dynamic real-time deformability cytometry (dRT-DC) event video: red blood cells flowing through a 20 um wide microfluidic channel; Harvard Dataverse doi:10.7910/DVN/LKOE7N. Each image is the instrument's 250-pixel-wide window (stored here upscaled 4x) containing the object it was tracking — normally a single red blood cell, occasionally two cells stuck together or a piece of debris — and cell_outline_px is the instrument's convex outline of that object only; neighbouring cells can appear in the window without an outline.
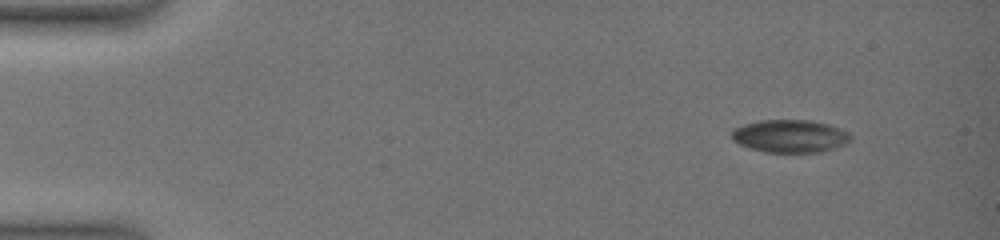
{"species": "common noctule bat (a hibernating species)", "species_latin": "Nyctalus noctula", "temperature_condition": "warm", "stored_images_in_passage": 16, "camera_frame_rate_fps": 3000, "um_per_image_px": 0.085, "animal": {"sex": "female", "body_mass_g": 19.0, "forearm_length_mm": 51.5}, "frame": {"image": 1, "passage_image": 1, "time_ms": 0.0, "image_size_px": [1000, 240], "cell_outline_px": [[852, 140], [844, 144], [820, 152], [764, 152], [740, 144], [732, 140], [732, 132], [736, 128], [744, 124], [760, 120], [808, 120], [828, 124], [848, 132], [852, 136]], "centroid_in_image_um": [67.16, 11.56], "position_along_channel_um": 17.8, "area_um2": 22.48}}
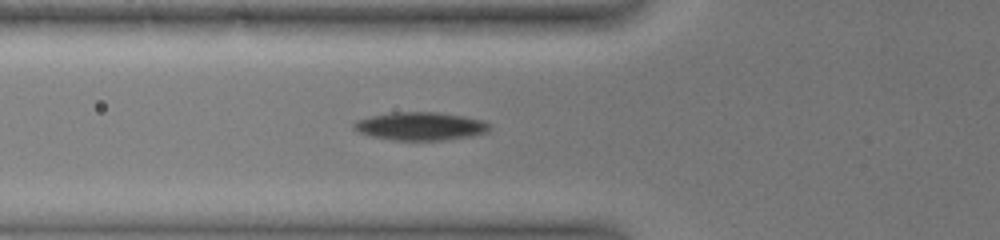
{"frame": {"image": 2, "passage_image": 11, "time_ms": 5.333, "image_size_px": [1000, 240], "cell_outline_px": [[492, 128], [488, 132], [472, 136], [444, 140], [392, 140], [372, 136], [360, 132], [352, 128], [352, 124], [356, 120], [368, 116], [392, 112], [436, 112], [464, 116], [484, 120], [492, 124]], "centroid_in_image_um": [35.77, 10.72], "position_along_channel_um": 90.0, "area_um2": 22.54}}
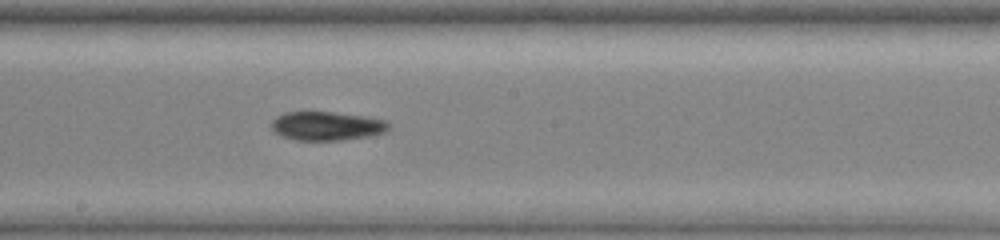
{"frame": {"image": 3, "passage_image": 16, "time_ms": 9.0, "image_size_px": [1000, 240], "cell_outline_px": [[392, 128], [384, 132], [368, 136], [340, 140], [296, 140], [284, 136], [276, 132], [272, 128], [272, 120], [276, 116], [284, 112], [308, 108], [364, 116], [388, 120], [392, 124]], "centroid_in_image_um": [27.78, 10.65], "position_along_channel_um": 220.4, "area_um2": 20.52}}